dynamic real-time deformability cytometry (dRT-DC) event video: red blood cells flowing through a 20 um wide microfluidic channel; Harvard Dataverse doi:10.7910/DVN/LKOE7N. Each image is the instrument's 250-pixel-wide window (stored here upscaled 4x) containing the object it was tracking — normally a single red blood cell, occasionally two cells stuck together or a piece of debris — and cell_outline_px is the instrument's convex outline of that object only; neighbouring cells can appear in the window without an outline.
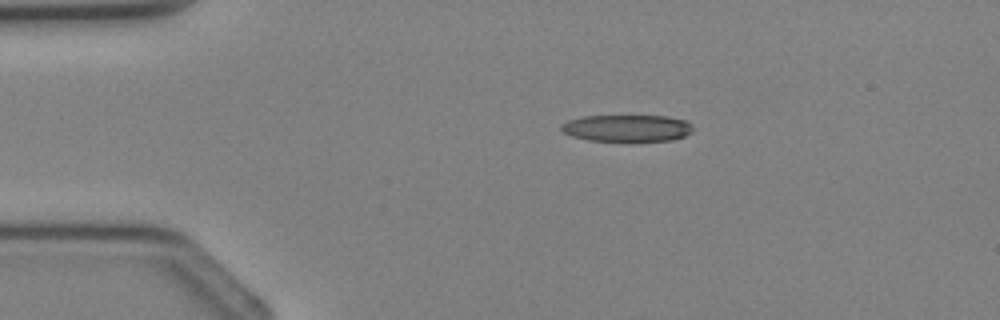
{"species": "Egyptian fruit bat (a non-hibernating species)", "species_latin": "Rousettus aegyptiacus", "temperature_condition": "cold", "stored_images_in_passage": 3, "camera_frame_rate_fps": 3000, "um_per_image_px": 0.085, "animal": {"sex": "female"}, "frame": {"image": 1, "passage_image": 3, "time_ms": 2.333, "image_size_px": [1000, 320], "cell_outline_px": [[692, 132], [684, 136], [672, 140], [588, 140], [572, 136], [564, 132], [560, 128], [560, 124], [568, 120], [580, 116], [668, 116], [688, 120], [692, 124]], "centroid_in_image_um": [53.3, 10.87], "position_along_channel_um": 31.7, "area_um2": 20.52}}